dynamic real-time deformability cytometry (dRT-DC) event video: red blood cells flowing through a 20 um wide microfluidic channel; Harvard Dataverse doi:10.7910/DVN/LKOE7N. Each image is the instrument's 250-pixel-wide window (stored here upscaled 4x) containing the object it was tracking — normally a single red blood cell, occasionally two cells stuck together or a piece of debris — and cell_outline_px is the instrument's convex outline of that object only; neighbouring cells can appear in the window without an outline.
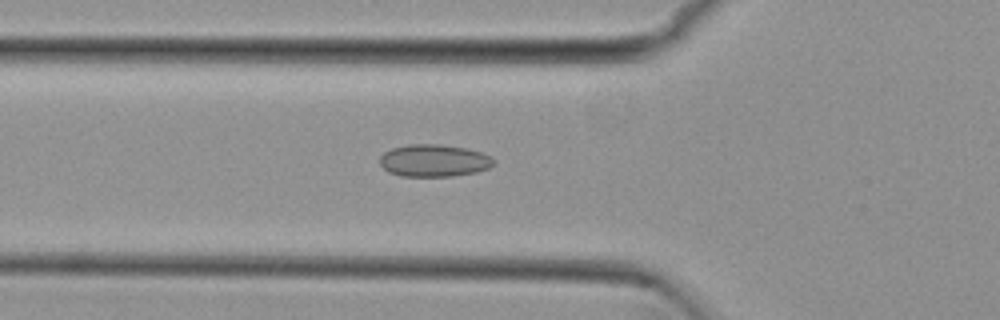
{"species": "common noctule bat (a hibernating species)", "species_latin": "Nyctalus noctula", "temperature_condition": "cold", "stored_images_in_passage": 11, "camera_frame_rate_fps": 3000, "um_per_image_px": 0.085, "animal": {"sex": "female", "body_mass_g": 29.2, "forearm_length_mm": 56.3}, "frame": {"image": 1, "passage_image": 10, "time_ms": 3.0, "image_size_px": [1000, 320], "cell_outline_px": [[496, 164], [488, 168], [476, 172], [452, 176], [400, 176], [388, 172], [380, 164], [380, 156], [384, 152], [392, 148], [408, 144], [440, 144], [468, 148], [480, 152], [496, 160]], "centroid_in_image_um": [36.89, 13.64], "position_along_channel_um": 88.9, "area_um2": 21.56}}